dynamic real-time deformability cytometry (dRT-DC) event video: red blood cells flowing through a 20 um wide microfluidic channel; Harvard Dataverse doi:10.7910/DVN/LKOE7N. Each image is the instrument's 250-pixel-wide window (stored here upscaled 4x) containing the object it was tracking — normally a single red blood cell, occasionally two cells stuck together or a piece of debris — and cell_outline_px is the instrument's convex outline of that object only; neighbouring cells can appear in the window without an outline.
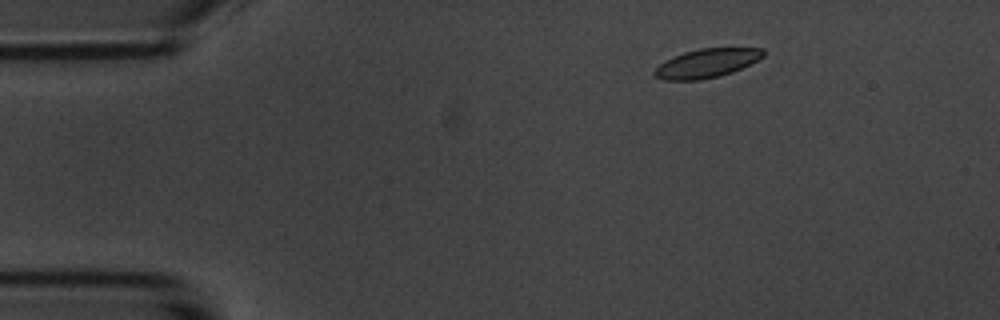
{"species": "common noctule bat (a hibernating species)", "species_latin": "Nyctalus noctula", "temperature_condition": "room temperature", "stored_images_in_passage": 5, "camera_frame_rate_fps": 3000, "um_per_image_px": 0.085, "animal": {"sex": "male", "body_mass_g": 20.1, "forearm_length_mm": 53.5}, "frame": {"image": 1, "passage_image": 2, "time_ms": 1.333, "image_size_px": [1000, 320], "cell_outline_px": [[764, 56], [732, 72], [720, 76], [700, 80], [664, 80], [656, 76], [652, 72], [664, 60], [684, 52], [700, 48], [764, 48]], "centroid_in_image_um": [60.04, 5.37], "position_along_channel_um": 25.0, "area_um2": 18.15}}
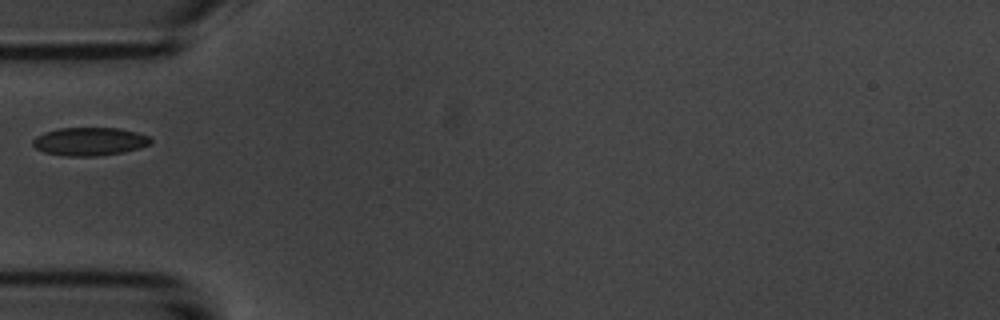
{"frame": {"image": 2, "passage_image": 5, "time_ms": 4.667, "image_size_px": [1000, 320], "cell_outline_px": [[152, 144], [140, 148], [124, 152], [96, 156], [68, 156], [44, 152], [36, 148], [32, 144], [32, 140], [36, 136], [44, 132], [60, 128], [120, 128], [136, 132], [148, 136], [152, 140]], "centroid_in_image_um": [7.63, 12.02], "position_along_channel_um": 77.4, "area_um2": 19.42}}